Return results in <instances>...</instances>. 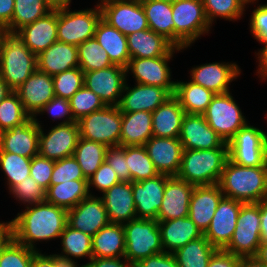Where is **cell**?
<instances>
[{"label": "cell", "mask_w": 267, "mask_h": 267, "mask_svg": "<svg viewBox=\"0 0 267 267\" xmlns=\"http://www.w3.org/2000/svg\"><path fill=\"white\" fill-rule=\"evenodd\" d=\"M13 90L7 83L0 77V103L7 97Z\"/></svg>", "instance_id": "cell-68"}, {"label": "cell", "mask_w": 267, "mask_h": 267, "mask_svg": "<svg viewBox=\"0 0 267 267\" xmlns=\"http://www.w3.org/2000/svg\"><path fill=\"white\" fill-rule=\"evenodd\" d=\"M80 137L105 144L107 147L119 146L122 112L117 106H105L77 121Z\"/></svg>", "instance_id": "cell-10"}, {"label": "cell", "mask_w": 267, "mask_h": 267, "mask_svg": "<svg viewBox=\"0 0 267 267\" xmlns=\"http://www.w3.org/2000/svg\"><path fill=\"white\" fill-rule=\"evenodd\" d=\"M169 177L159 174L154 178L132 182L133 199L138 219L157 220L166 180Z\"/></svg>", "instance_id": "cell-18"}, {"label": "cell", "mask_w": 267, "mask_h": 267, "mask_svg": "<svg viewBox=\"0 0 267 267\" xmlns=\"http://www.w3.org/2000/svg\"><path fill=\"white\" fill-rule=\"evenodd\" d=\"M15 92L18 94L25 111L35 116L55 97L51 75L36 69Z\"/></svg>", "instance_id": "cell-21"}, {"label": "cell", "mask_w": 267, "mask_h": 267, "mask_svg": "<svg viewBox=\"0 0 267 267\" xmlns=\"http://www.w3.org/2000/svg\"><path fill=\"white\" fill-rule=\"evenodd\" d=\"M186 112L172 95L152 112V130L155 137L179 138Z\"/></svg>", "instance_id": "cell-31"}, {"label": "cell", "mask_w": 267, "mask_h": 267, "mask_svg": "<svg viewBox=\"0 0 267 267\" xmlns=\"http://www.w3.org/2000/svg\"><path fill=\"white\" fill-rule=\"evenodd\" d=\"M109 223L102 199L92 194L68 210L67 224L91 237Z\"/></svg>", "instance_id": "cell-19"}, {"label": "cell", "mask_w": 267, "mask_h": 267, "mask_svg": "<svg viewBox=\"0 0 267 267\" xmlns=\"http://www.w3.org/2000/svg\"><path fill=\"white\" fill-rule=\"evenodd\" d=\"M127 71L118 65L84 72V86L107 106H117L126 83Z\"/></svg>", "instance_id": "cell-15"}, {"label": "cell", "mask_w": 267, "mask_h": 267, "mask_svg": "<svg viewBox=\"0 0 267 267\" xmlns=\"http://www.w3.org/2000/svg\"><path fill=\"white\" fill-rule=\"evenodd\" d=\"M70 180H87L73 156L55 161L50 185H56Z\"/></svg>", "instance_id": "cell-51"}, {"label": "cell", "mask_w": 267, "mask_h": 267, "mask_svg": "<svg viewBox=\"0 0 267 267\" xmlns=\"http://www.w3.org/2000/svg\"><path fill=\"white\" fill-rule=\"evenodd\" d=\"M181 50L182 49L174 46L164 56L155 58H130L126 68L127 74L131 70L138 84L166 88L174 95L176 81H171V70L168 66V61L172 59L175 51Z\"/></svg>", "instance_id": "cell-13"}, {"label": "cell", "mask_w": 267, "mask_h": 267, "mask_svg": "<svg viewBox=\"0 0 267 267\" xmlns=\"http://www.w3.org/2000/svg\"><path fill=\"white\" fill-rule=\"evenodd\" d=\"M125 258L132 264L164 252L157 220L134 219L123 223Z\"/></svg>", "instance_id": "cell-6"}, {"label": "cell", "mask_w": 267, "mask_h": 267, "mask_svg": "<svg viewBox=\"0 0 267 267\" xmlns=\"http://www.w3.org/2000/svg\"><path fill=\"white\" fill-rule=\"evenodd\" d=\"M164 1H168V2H175V1H178V0H164Z\"/></svg>", "instance_id": "cell-72"}, {"label": "cell", "mask_w": 267, "mask_h": 267, "mask_svg": "<svg viewBox=\"0 0 267 267\" xmlns=\"http://www.w3.org/2000/svg\"><path fill=\"white\" fill-rule=\"evenodd\" d=\"M224 197L242 203H258L267 198V162L244 167L227 159L218 183Z\"/></svg>", "instance_id": "cell-2"}, {"label": "cell", "mask_w": 267, "mask_h": 267, "mask_svg": "<svg viewBox=\"0 0 267 267\" xmlns=\"http://www.w3.org/2000/svg\"><path fill=\"white\" fill-rule=\"evenodd\" d=\"M107 148L103 143L89 141L79 137L73 157L76 159L87 180L105 161Z\"/></svg>", "instance_id": "cell-39"}, {"label": "cell", "mask_w": 267, "mask_h": 267, "mask_svg": "<svg viewBox=\"0 0 267 267\" xmlns=\"http://www.w3.org/2000/svg\"><path fill=\"white\" fill-rule=\"evenodd\" d=\"M69 104L72 116L76 122L87 114L99 111L106 106L100 97L86 86L80 88L69 99Z\"/></svg>", "instance_id": "cell-49"}, {"label": "cell", "mask_w": 267, "mask_h": 267, "mask_svg": "<svg viewBox=\"0 0 267 267\" xmlns=\"http://www.w3.org/2000/svg\"><path fill=\"white\" fill-rule=\"evenodd\" d=\"M171 96L172 94L166 88L138 83L130 88L126 81L117 107L122 113L137 111L152 113Z\"/></svg>", "instance_id": "cell-22"}, {"label": "cell", "mask_w": 267, "mask_h": 267, "mask_svg": "<svg viewBox=\"0 0 267 267\" xmlns=\"http://www.w3.org/2000/svg\"><path fill=\"white\" fill-rule=\"evenodd\" d=\"M144 146L159 174L177 176L183 153L179 138L152 136Z\"/></svg>", "instance_id": "cell-23"}, {"label": "cell", "mask_w": 267, "mask_h": 267, "mask_svg": "<svg viewBox=\"0 0 267 267\" xmlns=\"http://www.w3.org/2000/svg\"><path fill=\"white\" fill-rule=\"evenodd\" d=\"M118 258H98L93 257L90 262L86 263V267H133V265L124 257Z\"/></svg>", "instance_id": "cell-61"}, {"label": "cell", "mask_w": 267, "mask_h": 267, "mask_svg": "<svg viewBox=\"0 0 267 267\" xmlns=\"http://www.w3.org/2000/svg\"><path fill=\"white\" fill-rule=\"evenodd\" d=\"M29 117L18 94L13 91L0 103V133L25 122Z\"/></svg>", "instance_id": "cell-48"}, {"label": "cell", "mask_w": 267, "mask_h": 267, "mask_svg": "<svg viewBox=\"0 0 267 267\" xmlns=\"http://www.w3.org/2000/svg\"><path fill=\"white\" fill-rule=\"evenodd\" d=\"M32 158L10 152H0V168L6 175L9 191L30 176Z\"/></svg>", "instance_id": "cell-45"}, {"label": "cell", "mask_w": 267, "mask_h": 267, "mask_svg": "<svg viewBox=\"0 0 267 267\" xmlns=\"http://www.w3.org/2000/svg\"><path fill=\"white\" fill-rule=\"evenodd\" d=\"M37 251L39 250L27 248L10 236L0 248V267H31Z\"/></svg>", "instance_id": "cell-46"}, {"label": "cell", "mask_w": 267, "mask_h": 267, "mask_svg": "<svg viewBox=\"0 0 267 267\" xmlns=\"http://www.w3.org/2000/svg\"><path fill=\"white\" fill-rule=\"evenodd\" d=\"M250 30L256 40L267 41V4H260L253 10Z\"/></svg>", "instance_id": "cell-58"}, {"label": "cell", "mask_w": 267, "mask_h": 267, "mask_svg": "<svg viewBox=\"0 0 267 267\" xmlns=\"http://www.w3.org/2000/svg\"><path fill=\"white\" fill-rule=\"evenodd\" d=\"M101 18L99 3L94 9L73 12L69 8L57 10V41L78 46L94 38L96 26Z\"/></svg>", "instance_id": "cell-9"}, {"label": "cell", "mask_w": 267, "mask_h": 267, "mask_svg": "<svg viewBox=\"0 0 267 267\" xmlns=\"http://www.w3.org/2000/svg\"><path fill=\"white\" fill-rule=\"evenodd\" d=\"M10 193L21 203H28L29 205L44 202L46 199V190L40 187L31 176L26 177L24 181L15 185L10 190Z\"/></svg>", "instance_id": "cell-52"}, {"label": "cell", "mask_w": 267, "mask_h": 267, "mask_svg": "<svg viewBox=\"0 0 267 267\" xmlns=\"http://www.w3.org/2000/svg\"><path fill=\"white\" fill-rule=\"evenodd\" d=\"M46 3L52 10H59L69 8L71 0H46Z\"/></svg>", "instance_id": "cell-67"}, {"label": "cell", "mask_w": 267, "mask_h": 267, "mask_svg": "<svg viewBox=\"0 0 267 267\" xmlns=\"http://www.w3.org/2000/svg\"><path fill=\"white\" fill-rule=\"evenodd\" d=\"M72 258L61 254L44 255L37 251L32 259L31 267H86L85 264L77 266Z\"/></svg>", "instance_id": "cell-57"}, {"label": "cell", "mask_w": 267, "mask_h": 267, "mask_svg": "<svg viewBox=\"0 0 267 267\" xmlns=\"http://www.w3.org/2000/svg\"><path fill=\"white\" fill-rule=\"evenodd\" d=\"M240 257L224 249H216L209 261L208 267H238Z\"/></svg>", "instance_id": "cell-60"}, {"label": "cell", "mask_w": 267, "mask_h": 267, "mask_svg": "<svg viewBox=\"0 0 267 267\" xmlns=\"http://www.w3.org/2000/svg\"><path fill=\"white\" fill-rule=\"evenodd\" d=\"M10 221L11 236L27 248L35 250V242L60 238L67 225L68 210L60 206L39 202L25 207Z\"/></svg>", "instance_id": "cell-1"}, {"label": "cell", "mask_w": 267, "mask_h": 267, "mask_svg": "<svg viewBox=\"0 0 267 267\" xmlns=\"http://www.w3.org/2000/svg\"><path fill=\"white\" fill-rule=\"evenodd\" d=\"M120 182L121 181L113 168L104 161L95 173L88 179V191L90 192L91 185H93L97 190L104 193L113 185Z\"/></svg>", "instance_id": "cell-55"}, {"label": "cell", "mask_w": 267, "mask_h": 267, "mask_svg": "<svg viewBox=\"0 0 267 267\" xmlns=\"http://www.w3.org/2000/svg\"><path fill=\"white\" fill-rule=\"evenodd\" d=\"M40 126L33 116L25 122L0 133V152H10L27 158L39 154Z\"/></svg>", "instance_id": "cell-17"}, {"label": "cell", "mask_w": 267, "mask_h": 267, "mask_svg": "<svg viewBox=\"0 0 267 267\" xmlns=\"http://www.w3.org/2000/svg\"><path fill=\"white\" fill-rule=\"evenodd\" d=\"M6 32V29L0 24V37Z\"/></svg>", "instance_id": "cell-70"}, {"label": "cell", "mask_w": 267, "mask_h": 267, "mask_svg": "<svg viewBox=\"0 0 267 267\" xmlns=\"http://www.w3.org/2000/svg\"><path fill=\"white\" fill-rule=\"evenodd\" d=\"M191 81L199 84L215 94L229 92V83L236 79L241 70L236 63H206L192 68Z\"/></svg>", "instance_id": "cell-25"}, {"label": "cell", "mask_w": 267, "mask_h": 267, "mask_svg": "<svg viewBox=\"0 0 267 267\" xmlns=\"http://www.w3.org/2000/svg\"><path fill=\"white\" fill-rule=\"evenodd\" d=\"M54 163L55 161L40 154L34 156L31 160L30 176L45 190L50 186Z\"/></svg>", "instance_id": "cell-53"}, {"label": "cell", "mask_w": 267, "mask_h": 267, "mask_svg": "<svg viewBox=\"0 0 267 267\" xmlns=\"http://www.w3.org/2000/svg\"><path fill=\"white\" fill-rule=\"evenodd\" d=\"M158 227L163 250L168 253H174L188 242L203 236V233L189 216L168 221H158Z\"/></svg>", "instance_id": "cell-30"}, {"label": "cell", "mask_w": 267, "mask_h": 267, "mask_svg": "<svg viewBox=\"0 0 267 267\" xmlns=\"http://www.w3.org/2000/svg\"><path fill=\"white\" fill-rule=\"evenodd\" d=\"M261 244L260 206L258 203H243L233 236L224 250L238 257L256 256Z\"/></svg>", "instance_id": "cell-8"}, {"label": "cell", "mask_w": 267, "mask_h": 267, "mask_svg": "<svg viewBox=\"0 0 267 267\" xmlns=\"http://www.w3.org/2000/svg\"><path fill=\"white\" fill-rule=\"evenodd\" d=\"M172 12L175 47L183 50L210 31L202 0L172 2Z\"/></svg>", "instance_id": "cell-5"}, {"label": "cell", "mask_w": 267, "mask_h": 267, "mask_svg": "<svg viewBox=\"0 0 267 267\" xmlns=\"http://www.w3.org/2000/svg\"><path fill=\"white\" fill-rule=\"evenodd\" d=\"M153 136L152 113H122L119 146L144 145Z\"/></svg>", "instance_id": "cell-34"}, {"label": "cell", "mask_w": 267, "mask_h": 267, "mask_svg": "<svg viewBox=\"0 0 267 267\" xmlns=\"http://www.w3.org/2000/svg\"><path fill=\"white\" fill-rule=\"evenodd\" d=\"M246 4H248V3H254V1H256V0H243Z\"/></svg>", "instance_id": "cell-71"}, {"label": "cell", "mask_w": 267, "mask_h": 267, "mask_svg": "<svg viewBox=\"0 0 267 267\" xmlns=\"http://www.w3.org/2000/svg\"><path fill=\"white\" fill-rule=\"evenodd\" d=\"M11 236V224L9 222H0V248Z\"/></svg>", "instance_id": "cell-66"}, {"label": "cell", "mask_w": 267, "mask_h": 267, "mask_svg": "<svg viewBox=\"0 0 267 267\" xmlns=\"http://www.w3.org/2000/svg\"><path fill=\"white\" fill-rule=\"evenodd\" d=\"M260 206V234L261 243H267V198L258 202Z\"/></svg>", "instance_id": "cell-63"}, {"label": "cell", "mask_w": 267, "mask_h": 267, "mask_svg": "<svg viewBox=\"0 0 267 267\" xmlns=\"http://www.w3.org/2000/svg\"><path fill=\"white\" fill-rule=\"evenodd\" d=\"M242 204L240 201L227 197H223L219 202L211 223L203 234L216 249H224L229 244Z\"/></svg>", "instance_id": "cell-16"}, {"label": "cell", "mask_w": 267, "mask_h": 267, "mask_svg": "<svg viewBox=\"0 0 267 267\" xmlns=\"http://www.w3.org/2000/svg\"><path fill=\"white\" fill-rule=\"evenodd\" d=\"M230 92L215 94L203 116L209 126L228 143L247 124L245 116Z\"/></svg>", "instance_id": "cell-11"}, {"label": "cell", "mask_w": 267, "mask_h": 267, "mask_svg": "<svg viewBox=\"0 0 267 267\" xmlns=\"http://www.w3.org/2000/svg\"><path fill=\"white\" fill-rule=\"evenodd\" d=\"M238 267H267L257 256L241 257Z\"/></svg>", "instance_id": "cell-65"}, {"label": "cell", "mask_w": 267, "mask_h": 267, "mask_svg": "<svg viewBox=\"0 0 267 267\" xmlns=\"http://www.w3.org/2000/svg\"><path fill=\"white\" fill-rule=\"evenodd\" d=\"M36 56L57 41V10H51L16 32Z\"/></svg>", "instance_id": "cell-28"}, {"label": "cell", "mask_w": 267, "mask_h": 267, "mask_svg": "<svg viewBox=\"0 0 267 267\" xmlns=\"http://www.w3.org/2000/svg\"><path fill=\"white\" fill-rule=\"evenodd\" d=\"M15 0H0V24L6 29L12 22Z\"/></svg>", "instance_id": "cell-62"}, {"label": "cell", "mask_w": 267, "mask_h": 267, "mask_svg": "<svg viewBox=\"0 0 267 267\" xmlns=\"http://www.w3.org/2000/svg\"><path fill=\"white\" fill-rule=\"evenodd\" d=\"M174 96L181 107L188 114H203L215 93L190 80V82H176Z\"/></svg>", "instance_id": "cell-38"}, {"label": "cell", "mask_w": 267, "mask_h": 267, "mask_svg": "<svg viewBox=\"0 0 267 267\" xmlns=\"http://www.w3.org/2000/svg\"><path fill=\"white\" fill-rule=\"evenodd\" d=\"M194 185L177 176L166 180L157 221H168L189 216V204Z\"/></svg>", "instance_id": "cell-24"}, {"label": "cell", "mask_w": 267, "mask_h": 267, "mask_svg": "<svg viewBox=\"0 0 267 267\" xmlns=\"http://www.w3.org/2000/svg\"><path fill=\"white\" fill-rule=\"evenodd\" d=\"M267 266V243H261L256 255Z\"/></svg>", "instance_id": "cell-69"}, {"label": "cell", "mask_w": 267, "mask_h": 267, "mask_svg": "<svg viewBox=\"0 0 267 267\" xmlns=\"http://www.w3.org/2000/svg\"><path fill=\"white\" fill-rule=\"evenodd\" d=\"M228 158V143L226 142L220 148L215 149H183L177 177L194 186L218 184Z\"/></svg>", "instance_id": "cell-3"}, {"label": "cell", "mask_w": 267, "mask_h": 267, "mask_svg": "<svg viewBox=\"0 0 267 267\" xmlns=\"http://www.w3.org/2000/svg\"><path fill=\"white\" fill-rule=\"evenodd\" d=\"M79 67L77 46L56 41L37 55V69L51 76Z\"/></svg>", "instance_id": "cell-29"}, {"label": "cell", "mask_w": 267, "mask_h": 267, "mask_svg": "<svg viewBox=\"0 0 267 267\" xmlns=\"http://www.w3.org/2000/svg\"><path fill=\"white\" fill-rule=\"evenodd\" d=\"M79 68L83 72L94 71L113 65L107 52L95 38L88 39L77 46Z\"/></svg>", "instance_id": "cell-44"}, {"label": "cell", "mask_w": 267, "mask_h": 267, "mask_svg": "<svg viewBox=\"0 0 267 267\" xmlns=\"http://www.w3.org/2000/svg\"><path fill=\"white\" fill-rule=\"evenodd\" d=\"M94 38L100 46L107 52L113 65L127 68L130 55L127 45V37L116 28L110 26L102 18L98 22Z\"/></svg>", "instance_id": "cell-33"}, {"label": "cell", "mask_w": 267, "mask_h": 267, "mask_svg": "<svg viewBox=\"0 0 267 267\" xmlns=\"http://www.w3.org/2000/svg\"><path fill=\"white\" fill-rule=\"evenodd\" d=\"M102 19L119 32L131 33L149 29L140 0H100Z\"/></svg>", "instance_id": "cell-12"}, {"label": "cell", "mask_w": 267, "mask_h": 267, "mask_svg": "<svg viewBox=\"0 0 267 267\" xmlns=\"http://www.w3.org/2000/svg\"><path fill=\"white\" fill-rule=\"evenodd\" d=\"M110 223H126L137 218L132 182H120L106 190L102 197Z\"/></svg>", "instance_id": "cell-27"}, {"label": "cell", "mask_w": 267, "mask_h": 267, "mask_svg": "<svg viewBox=\"0 0 267 267\" xmlns=\"http://www.w3.org/2000/svg\"><path fill=\"white\" fill-rule=\"evenodd\" d=\"M179 140L183 149L187 150L215 149L225 143L209 126L203 114L188 113L183 118Z\"/></svg>", "instance_id": "cell-20"}, {"label": "cell", "mask_w": 267, "mask_h": 267, "mask_svg": "<svg viewBox=\"0 0 267 267\" xmlns=\"http://www.w3.org/2000/svg\"><path fill=\"white\" fill-rule=\"evenodd\" d=\"M202 3L206 18L211 26L214 18L217 17L229 21L240 19L246 5L243 0H202Z\"/></svg>", "instance_id": "cell-47"}, {"label": "cell", "mask_w": 267, "mask_h": 267, "mask_svg": "<svg viewBox=\"0 0 267 267\" xmlns=\"http://www.w3.org/2000/svg\"><path fill=\"white\" fill-rule=\"evenodd\" d=\"M37 69V56L16 32L0 37V77L15 91Z\"/></svg>", "instance_id": "cell-4"}, {"label": "cell", "mask_w": 267, "mask_h": 267, "mask_svg": "<svg viewBox=\"0 0 267 267\" xmlns=\"http://www.w3.org/2000/svg\"><path fill=\"white\" fill-rule=\"evenodd\" d=\"M92 255L98 258L125 256V231L123 224L109 223L92 236Z\"/></svg>", "instance_id": "cell-35"}, {"label": "cell", "mask_w": 267, "mask_h": 267, "mask_svg": "<svg viewBox=\"0 0 267 267\" xmlns=\"http://www.w3.org/2000/svg\"><path fill=\"white\" fill-rule=\"evenodd\" d=\"M126 37L130 58L160 57L174 47L163 35L150 29L134 32Z\"/></svg>", "instance_id": "cell-32"}, {"label": "cell", "mask_w": 267, "mask_h": 267, "mask_svg": "<svg viewBox=\"0 0 267 267\" xmlns=\"http://www.w3.org/2000/svg\"><path fill=\"white\" fill-rule=\"evenodd\" d=\"M262 44H265L263 48L259 50L257 53V58L259 60V70H257L258 74L261 76V79L263 80L266 78L267 79V41H259Z\"/></svg>", "instance_id": "cell-64"}, {"label": "cell", "mask_w": 267, "mask_h": 267, "mask_svg": "<svg viewBox=\"0 0 267 267\" xmlns=\"http://www.w3.org/2000/svg\"><path fill=\"white\" fill-rule=\"evenodd\" d=\"M89 195L88 180H70L50 185L46 190L45 201L69 210Z\"/></svg>", "instance_id": "cell-37"}, {"label": "cell", "mask_w": 267, "mask_h": 267, "mask_svg": "<svg viewBox=\"0 0 267 267\" xmlns=\"http://www.w3.org/2000/svg\"><path fill=\"white\" fill-rule=\"evenodd\" d=\"M34 119L40 126L38 147L41 156L53 161L73 156L80 137L77 122L58 124L52 127L48 134H46L42 130L43 127H41L37 118L34 117Z\"/></svg>", "instance_id": "cell-14"}, {"label": "cell", "mask_w": 267, "mask_h": 267, "mask_svg": "<svg viewBox=\"0 0 267 267\" xmlns=\"http://www.w3.org/2000/svg\"><path fill=\"white\" fill-rule=\"evenodd\" d=\"M133 267H179L173 253L162 252L139 260Z\"/></svg>", "instance_id": "cell-59"}, {"label": "cell", "mask_w": 267, "mask_h": 267, "mask_svg": "<svg viewBox=\"0 0 267 267\" xmlns=\"http://www.w3.org/2000/svg\"><path fill=\"white\" fill-rule=\"evenodd\" d=\"M228 157L240 166H263L267 162L266 132L247 123L228 142Z\"/></svg>", "instance_id": "cell-7"}, {"label": "cell", "mask_w": 267, "mask_h": 267, "mask_svg": "<svg viewBox=\"0 0 267 267\" xmlns=\"http://www.w3.org/2000/svg\"><path fill=\"white\" fill-rule=\"evenodd\" d=\"M223 197L224 194L218 184L194 186L189 204V218L203 234L208 229Z\"/></svg>", "instance_id": "cell-26"}, {"label": "cell", "mask_w": 267, "mask_h": 267, "mask_svg": "<svg viewBox=\"0 0 267 267\" xmlns=\"http://www.w3.org/2000/svg\"><path fill=\"white\" fill-rule=\"evenodd\" d=\"M62 244V254L71 258L88 257L90 260L92 255V237L82 231L75 230L68 224L60 235Z\"/></svg>", "instance_id": "cell-43"}, {"label": "cell", "mask_w": 267, "mask_h": 267, "mask_svg": "<svg viewBox=\"0 0 267 267\" xmlns=\"http://www.w3.org/2000/svg\"><path fill=\"white\" fill-rule=\"evenodd\" d=\"M149 29L163 35L174 45V22L172 3L164 0H140Z\"/></svg>", "instance_id": "cell-36"}, {"label": "cell", "mask_w": 267, "mask_h": 267, "mask_svg": "<svg viewBox=\"0 0 267 267\" xmlns=\"http://www.w3.org/2000/svg\"><path fill=\"white\" fill-rule=\"evenodd\" d=\"M125 155L130 171V182L150 179L159 175L144 145L125 146Z\"/></svg>", "instance_id": "cell-41"}, {"label": "cell", "mask_w": 267, "mask_h": 267, "mask_svg": "<svg viewBox=\"0 0 267 267\" xmlns=\"http://www.w3.org/2000/svg\"><path fill=\"white\" fill-rule=\"evenodd\" d=\"M215 250L216 248L203 235L178 248L173 254L179 267H208Z\"/></svg>", "instance_id": "cell-40"}, {"label": "cell", "mask_w": 267, "mask_h": 267, "mask_svg": "<svg viewBox=\"0 0 267 267\" xmlns=\"http://www.w3.org/2000/svg\"><path fill=\"white\" fill-rule=\"evenodd\" d=\"M51 10L46 0H15L12 22L6 31L17 32L23 26L45 16Z\"/></svg>", "instance_id": "cell-42"}, {"label": "cell", "mask_w": 267, "mask_h": 267, "mask_svg": "<svg viewBox=\"0 0 267 267\" xmlns=\"http://www.w3.org/2000/svg\"><path fill=\"white\" fill-rule=\"evenodd\" d=\"M55 96L69 100L84 86V72L79 68H71L52 76Z\"/></svg>", "instance_id": "cell-50"}, {"label": "cell", "mask_w": 267, "mask_h": 267, "mask_svg": "<svg viewBox=\"0 0 267 267\" xmlns=\"http://www.w3.org/2000/svg\"><path fill=\"white\" fill-rule=\"evenodd\" d=\"M46 111L49 112V114H51L54 118L64 119V117H66L65 120H63L59 124H69L76 122L71 113L69 100H66L64 98L55 96L34 117H36L38 114H43Z\"/></svg>", "instance_id": "cell-56"}, {"label": "cell", "mask_w": 267, "mask_h": 267, "mask_svg": "<svg viewBox=\"0 0 267 267\" xmlns=\"http://www.w3.org/2000/svg\"><path fill=\"white\" fill-rule=\"evenodd\" d=\"M105 161L113 168L122 182H130V171L127 167L125 146L108 147Z\"/></svg>", "instance_id": "cell-54"}]
</instances>
